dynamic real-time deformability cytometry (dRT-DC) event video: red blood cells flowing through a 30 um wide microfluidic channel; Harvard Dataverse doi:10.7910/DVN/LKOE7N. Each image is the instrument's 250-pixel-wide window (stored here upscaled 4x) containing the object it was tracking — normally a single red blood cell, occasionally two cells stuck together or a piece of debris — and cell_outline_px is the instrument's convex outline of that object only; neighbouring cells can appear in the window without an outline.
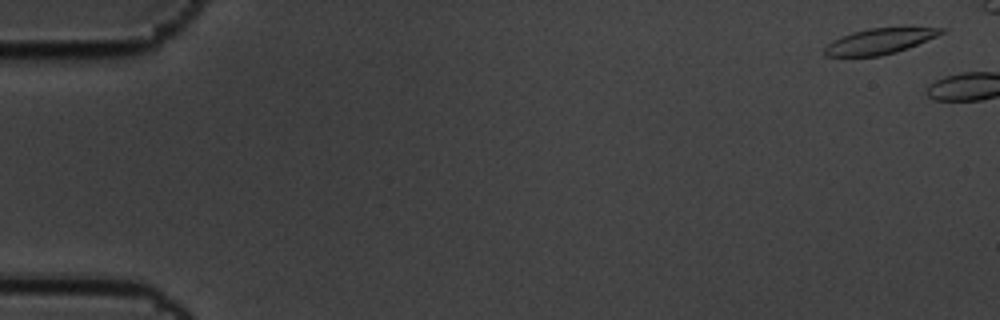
{"species": "common noctule bat (a hibernating species)", "species_latin": "Nyctalus noctula", "temperature_condition": "cold", "stored_images_in_passage": 2, "camera_frame_rate_fps": 3000, "um_per_image_px": 0.085, "animal": {"sex": "male", "body_mass_g": 19.5, "forearm_length_mm": 54.6}, "frame": {"image": 1, "passage_image": 1, "time_ms": 0.0, "image_size_px": [1000, 320], "cell_outline_px": [[948, 28], [944, 32], [936, 36], [908, 48], [896, 52], [880, 56], [824, 56], [824, 48], [832, 40], [840, 36], [852, 32], [868, 28]], "centroid_in_image_um": [74.72, 3.51], "position_along_channel_um": 10.3, "area_um2": 17.22}}